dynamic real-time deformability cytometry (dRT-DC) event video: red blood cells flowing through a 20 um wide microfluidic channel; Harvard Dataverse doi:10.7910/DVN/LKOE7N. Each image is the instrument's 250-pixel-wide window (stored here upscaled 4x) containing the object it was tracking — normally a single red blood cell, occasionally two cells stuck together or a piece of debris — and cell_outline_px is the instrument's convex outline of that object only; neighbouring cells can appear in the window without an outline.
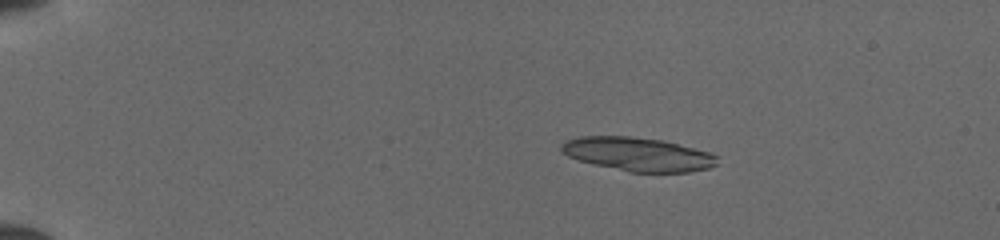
{"species": "common noctule bat (a hibernating species)", "species_latin": "Nyctalus noctula", "temperature_condition": "cold", "stored_images_in_passage": 50, "camera_frame_rate_fps": 3000, "um_per_image_px": 0.085, "animal": {"sex": "female", "body_mass_g": 19.5, "forearm_length_mm": 54.1}, "frame": {"image": 1, "passage_image": 10, "time_ms": 3.0, "image_size_px": [1000, 240], "cell_outline_px": [[716, 164], [708, 168], [688, 172], [628, 172], [580, 160], [568, 156], [560, 148], [568, 140], [580, 136], [628, 136], [660, 140], [708, 152], [716, 156]], "centroid_in_image_um": [54.21, 13.11], "position_along_channel_um": 30.8, "area_um2": 29.88}}